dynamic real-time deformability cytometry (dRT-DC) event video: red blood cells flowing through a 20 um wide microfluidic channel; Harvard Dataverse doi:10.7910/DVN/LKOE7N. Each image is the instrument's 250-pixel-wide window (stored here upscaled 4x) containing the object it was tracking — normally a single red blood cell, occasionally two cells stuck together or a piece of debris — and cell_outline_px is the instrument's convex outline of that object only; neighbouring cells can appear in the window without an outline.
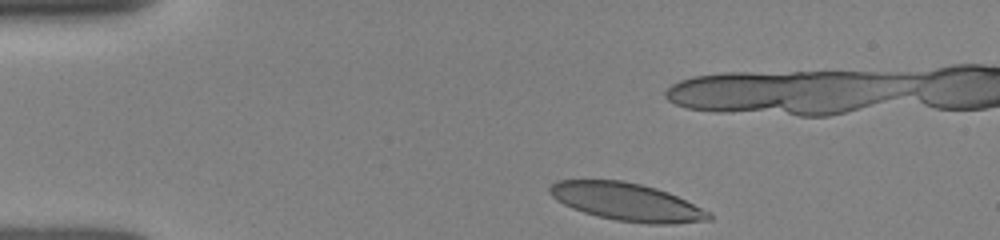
{"species": "human", "species_latin": "Homo sapiens", "temperature_condition": "room temperature", "stored_images_in_passage": 10, "camera_frame_rate_fps": 3000, "um_per_image_px": 0.085, "donor": {"sex": "female"}, "frame": {"image": 1, "passage_image": 1, "time_ms": 0.0, "image_size_px": [1000, 240], "cell_outline_px": [[712, 220], [672, 224], [648, 224], [616, 220], [584, 212], [572, 208], [556, 200], [548, 192], [548, 188], [556, 180], [624, 180], [656, 188], [668, 192], [712, 212]], "centroid_in_image_um": [53.31, 17.16], "position_along_channel_um": 31.7, "area_um2": 35.08}}
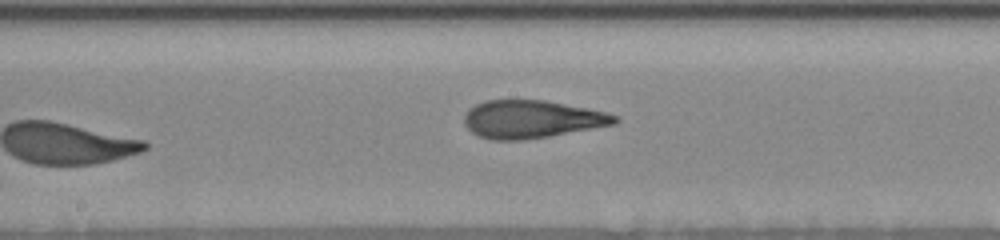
{"frame": {"image": 2, "passage_image": 7, "time_ms": 6.667, "image_size_px": [1000, 240], "cell_outline_px": [[620, 120], [616, 124], [548, 136], [524, 140], [492, 140], [480, 136], [472, 132], [464, 124], [464, 116], [468, 108], [484, 100], [544, 100], [588, 108], [608, 112], [620, 116]], "centroid_in_image_um": [45.22, 10.12], "position_along_channel_um": 203.0, "area_um2": 33.35}}
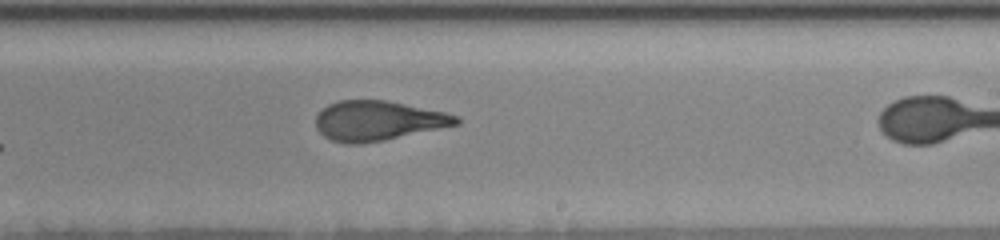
{"frame": {"image": 3, "passage_image": 9, "time_ms": 8.0, "image_size_px": [1000, 240], "cell_outline_px": [[460, 124], [384, 140], [364, 144], [344, 144], [332, 140], [324, 136], [316, 128], [316, 116], [328, 104], [340, 100], [384, 100], [444, 112], [460, 116]], "centroid_in_image_um": [32.12, 10.27], "position_along_channel_um": 256.9, "area_um2": 32.43}}